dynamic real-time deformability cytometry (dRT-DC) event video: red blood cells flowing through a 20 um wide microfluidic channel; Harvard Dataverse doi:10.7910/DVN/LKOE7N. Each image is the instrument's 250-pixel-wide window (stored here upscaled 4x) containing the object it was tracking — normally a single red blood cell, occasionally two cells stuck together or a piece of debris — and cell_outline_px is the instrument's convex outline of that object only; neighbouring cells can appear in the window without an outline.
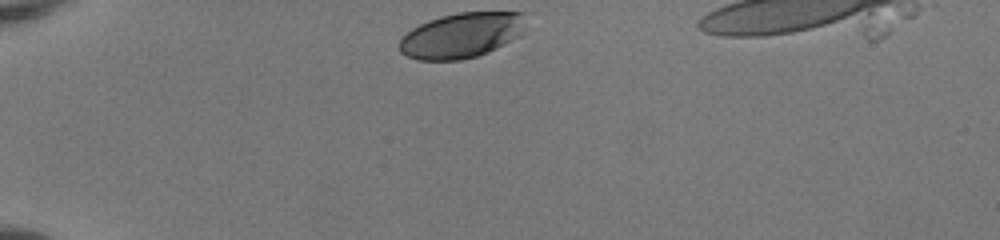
{"species": "human", "species_latin": "Homo sapiens", "temperature_condition": "room temperature", "stored_images_in_passage": 33, "camera_frame_rate_fps": 3000, "um_per_image_px": 0.085, "donor": {"sex": "female"}, "frame": {"image": 1, "passage_image": 1, "time_ms": 0.0, "image_size_px": [1000, 240], "cell_outline_px": [[528, 12], [524, 32], [520, 36], [488, 52], [476, 56], [460, 60], [416, 60], [400, 52], [396, 48], [396, 44], [400, 36], [412, 28], [428, 20], [440, 16], [460, 12]], "centroid_in_image_um": [39.22, 2.99], "position_along_channel_um": 45.8, "area_um2": 33.99}}
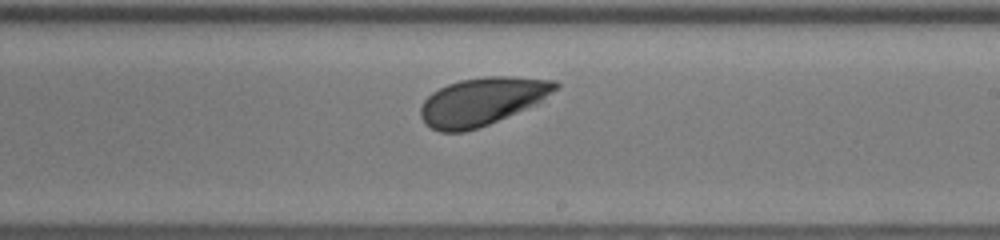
{"frame": {"image": 2, "passage_image": 20, "time_ms": 6.333, "image_size_px": [1000, 240], "cell_outline_px": [[560, 88], [536, 104], [488, 124], [464, 132], [440, 132], [432, 128], [420, 116], [420, 108], [424, 100], [432, 92], [448, 84], [460, 80], [484, 76], [512, 76], [556, 80], [560, 84]], "centroid_in_image_um": [41.01, 8.6], "position_along_channel_um": 248.0, "area_um2": 37.45}}
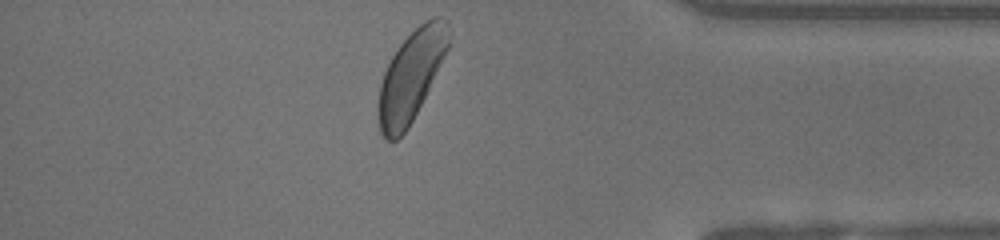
{"frame": {"image": 3, "passage_image": 33, "time_ms": 10.667, "image_size_px": [1000, 240], "cell_outline_px": [[452, 32], [448, 48], [408, 128], [396, 140], [388, 140], [380, 132], [376, 116], [376, 104], [380, 84], [384, 72], [392, 56], [400, 44], [424, 20], [432, 16], [440, 16], [448, 20], [452, 28]], "centroid_in_image_um": [34.93, 6.41], "position_along_channel_um": 400.3, "area_um2": 36.93}, "authors_computed_cell_mechanics": {"area_um2": 37.4544, "velocity_mm_per_s": 3.9269, "shape_relaxation_time_tau1_ms": 1.7367, "shape_relaxation_time_tau2_ms": null, "deformation_change_tau1": 0.118, "deformation_change_tau2": null}}